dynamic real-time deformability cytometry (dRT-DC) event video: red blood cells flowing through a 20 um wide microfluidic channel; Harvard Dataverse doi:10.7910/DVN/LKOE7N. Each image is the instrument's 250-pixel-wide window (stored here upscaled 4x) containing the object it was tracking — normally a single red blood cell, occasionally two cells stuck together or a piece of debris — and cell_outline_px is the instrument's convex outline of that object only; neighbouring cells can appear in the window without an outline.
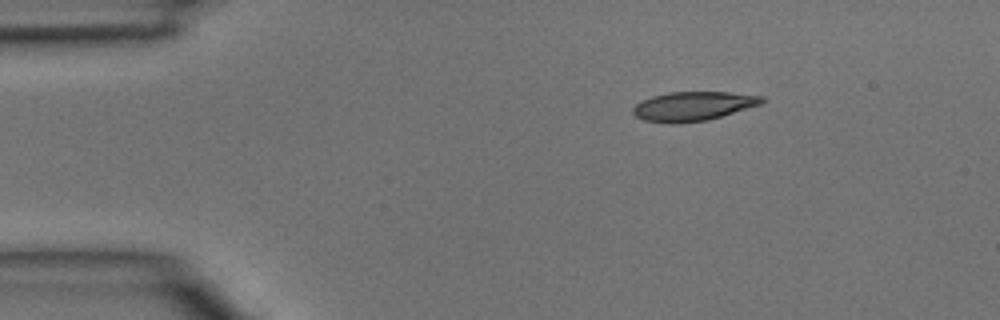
{"species": "common noctule bat (a hibernating species)", "species_latin": "Nyctalus noctula", "temperature_condition": "room temperature", "stored_images_in_passage": 5, "camera_frame_rate_fps": 3000, "um_per_image_px": 0.085, "animal": {"sex": "male", "body_mass_g": 15.6}, "frame": {"image": 1, "passage_image": 5, "time_ms": 1.333, "image_size_px": [1000, 320], "cell_outline_px": [[764, 100], [760, 104], [708, 120], [676, 124], [672, 124], [644, 120], [636, 116], [632, 112], [632, 108], [636, 104], [652, 96], [668, 92], [728, 92], [764, 96]], "centroid_in_image_um": [58.89, 9.03], "position_along_channel_um": 26.1, "area_um2": 21.79}}